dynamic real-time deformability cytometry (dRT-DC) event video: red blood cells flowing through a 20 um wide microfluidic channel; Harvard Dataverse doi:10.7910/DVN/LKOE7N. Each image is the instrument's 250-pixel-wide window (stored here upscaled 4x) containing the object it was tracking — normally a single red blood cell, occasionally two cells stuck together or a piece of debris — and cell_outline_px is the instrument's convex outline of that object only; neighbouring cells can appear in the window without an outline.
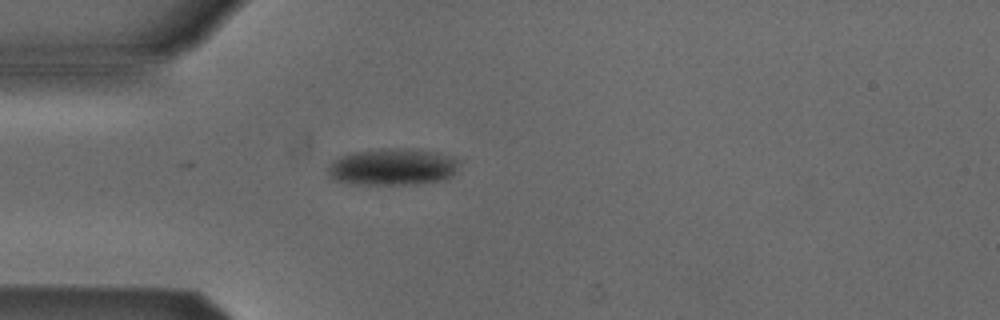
{"species": "Egyptian fruit bat (a non-hibernating species)", "species_latin": "Rousettus aegyptiacus", "temperature_condition": "cold", "stored_images_in_passage": 4, "camera_frame_rate_fps": 3000, "um_per_image_px": 0.085, "animal": {"sex": "male"}, "frame": {"image": 1, "passage_image": 4, "time_ms": 3.333, "image_size_px": [1000, 320], "cell_outline_px": [[460, 164], [456, 172], [452, 176], [444, 180], [416, 184], [348, 184], [332, 180], [328, 176], [328, 164], [332, 160], [340, 156], [352, 152], [388, 148], [400, 148], [432, 152], [456, 160]], "centroid_in_image_um": [33.28, 14.21], "position_along_channel_um": 51.7, "area_um2": 28.15}}